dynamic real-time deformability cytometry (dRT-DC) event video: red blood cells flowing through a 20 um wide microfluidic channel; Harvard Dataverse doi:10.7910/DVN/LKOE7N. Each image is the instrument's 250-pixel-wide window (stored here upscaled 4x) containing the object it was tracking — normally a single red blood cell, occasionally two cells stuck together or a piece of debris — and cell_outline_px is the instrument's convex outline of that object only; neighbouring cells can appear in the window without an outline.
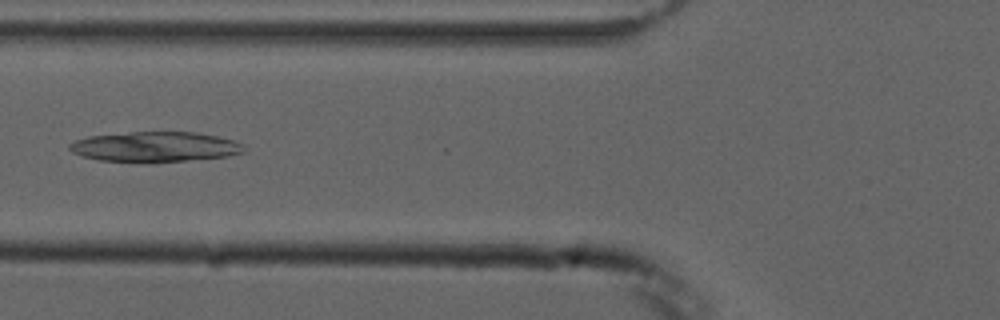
{"species": "common noctule bat (a hibernating species)", "species_latin": "Nyctalus noctula", "temperature_condition": "cold", "stored_images_in_passage": 2, "camera_frame_rate_fps": 3000, "um_per_image_px": 0.085, "animal": {"sex": "male", "forearm_length_mm": 52.5}, "frame": {"image": 1, "passage_image": 2, "time_ms": 1.0, "image_size_px": [1000, 320], "cell_outline_px": [[244, 152], [228, 156], [148, 164], [100, 160], [84, 156], [72, 152], [68, 148], [68, 144], [76, 140], [88, 136], [132, 132], [196, 132], [236, 140], [244, 144]], "centroid_in_image_um": [13.19, 12.49], "position_along_channel_um": 112.6, "area_um2": 31.1}}